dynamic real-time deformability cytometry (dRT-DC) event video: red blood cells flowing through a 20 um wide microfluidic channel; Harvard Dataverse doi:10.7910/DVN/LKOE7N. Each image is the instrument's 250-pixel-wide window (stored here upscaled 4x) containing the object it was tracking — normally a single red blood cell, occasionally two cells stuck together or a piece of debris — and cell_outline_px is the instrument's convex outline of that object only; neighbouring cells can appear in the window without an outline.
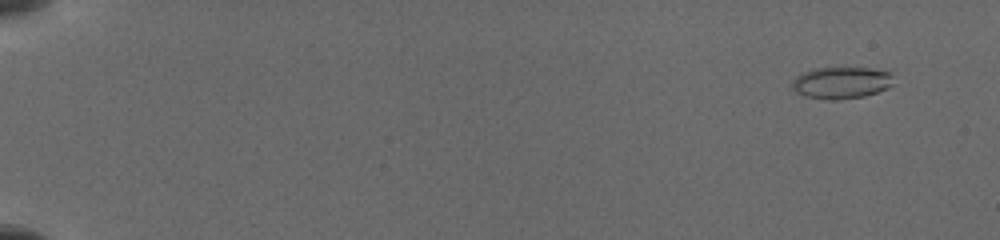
{"species": "common noctule bat (a hibernating species)", "species_latin": "Nyctalus noctula", "temperature_condition": "cold", "stored_images_in_passage": 49, "camera_frame_rate_fps": 3000, "um_per_image_px": 0.085, "animal": {"sex": "female", "body_mass_g": 19.5, "forearm_length_mm": 54.1}, "frame": {"image": 1, "passage_image": 4, "time_ms": 1.0, "image_size_px": [1000, 240], "cell_outline_px": [[892, 84], [888, 88], [864, 96], [836, 100], [832, 100], [804, 96], [796, 92], [792, 88], [792, 80], [800, 72], [816, 68], [872, 68], [888, 72], [892, 76]], "centroid_in_image_um": [71.47, 7.03], "position_along_channel_um": 13.5, "area_um2": 18.79}}
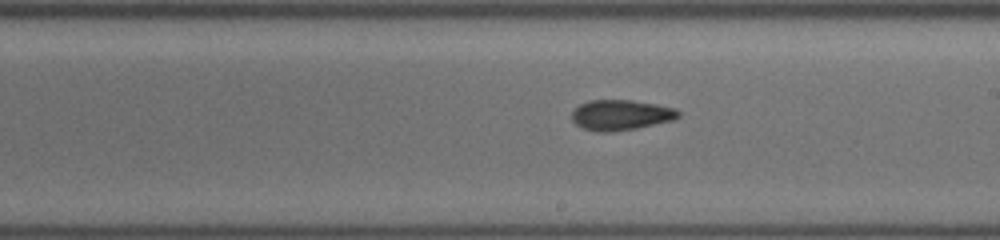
{"frame": {"image": 2, "passage_image": 32, "time_ms": 11.0, "image_size_px": [1000, 240], "cell_outline_px": [[680, 116], [672, 120], [636, 128], [612, 132], [596, 132], [584, 128], [576, 124], [572, 120], [572, 112], [580, 104], [588, 100], [628, 100], [676, 108], [680, 112]], "centroid_in_image_um": [52.75, 9.78], "position_along_channel_um": 236.3, "area_um2": 18.67}}
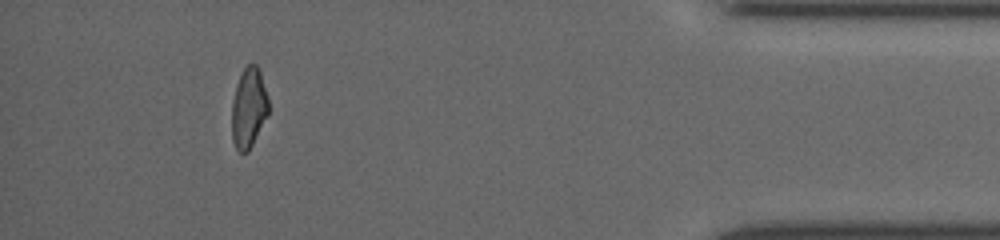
{"frame": {"image": 3, "passage_image": 48, "time_ms": 16.667, "image_size_px": [1000, 240], "cell_outline_px": [[268, 112], [248, 152], [240, 152], [236, 148], [232, 140], [232, 100], [236, 84], [244, 68], [248, 64], [256, 64], [260, 72], [268, 100]], "centroid_in_image_um": [21.11, 9.16], "position_along_channel_um": 414.1, "area_um2": 16.76}}